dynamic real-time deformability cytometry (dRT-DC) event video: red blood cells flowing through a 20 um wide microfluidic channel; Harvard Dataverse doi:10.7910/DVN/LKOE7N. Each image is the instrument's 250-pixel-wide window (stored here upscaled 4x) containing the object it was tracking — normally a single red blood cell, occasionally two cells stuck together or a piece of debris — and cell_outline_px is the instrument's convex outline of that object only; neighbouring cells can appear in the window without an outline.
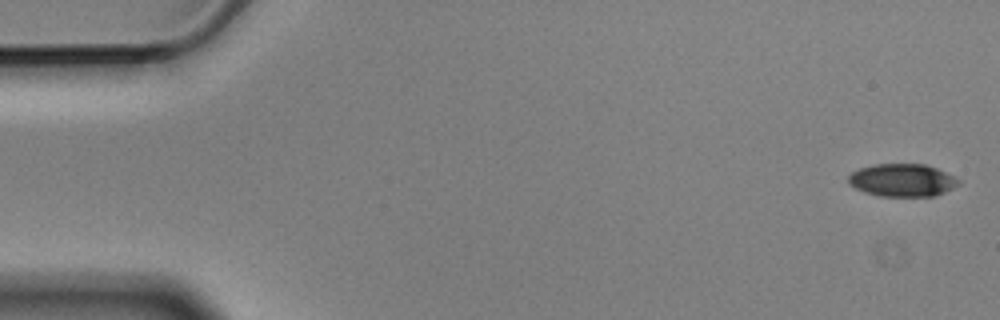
{"species": "Egyptian fruit bat (a non-hibernating species)", "species_latin": "Rousettus aegyptiacus", "temperature_condition": "cold", "stored_images_in_passage": 7, "camera_frame_rate_fps": 3000, "um_per_image_px": 0.085, "animal": {"sex": "male"}, "frame": {"image": 1, "passage_image": 1, "time_ms": 0.0, "image_size_px": [1000, 320], "cell_outline_px": [[960, 184], [944, 192], [932, 196], [880, 196], [864, 192], [848, 184], [848, 176], [852, 172], [860, 168], [876, 164], [924, 164], [936, 168], [960, 180]], "centroid_in_image_um": [76.67, 15.32], "position_along_channel_um": 8.3, "area_um2": 20.87}}
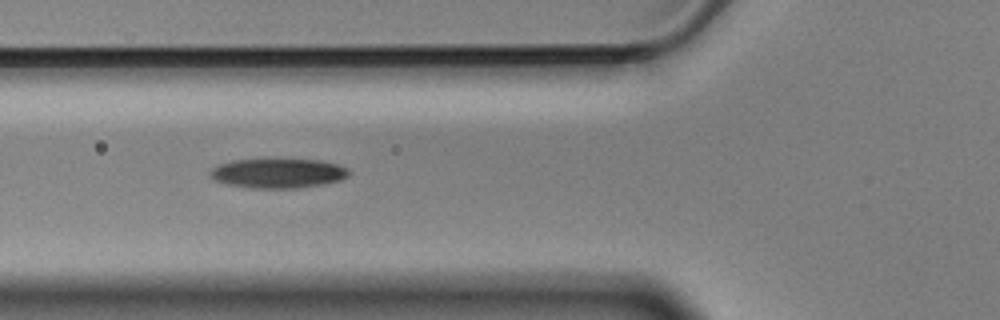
{"frame": {"image": 2, "passage_image": 6, "time_ms": 1.667, "image_size_px": [1000, 320], "cell_outline_px": [[352, 172], [348, 176], [340, 180], [324, 184], [296, 188], [252, 188], [228, 184], [216, 180], [212, 176], [212, 168], [220, 164], [232, 160], [320, 160], [336, 164], [348, 168]], "centroid_in_image_um": [23.7, 14.73], "position_along_channel_um": 102.1, "area_um2": 23.52}}
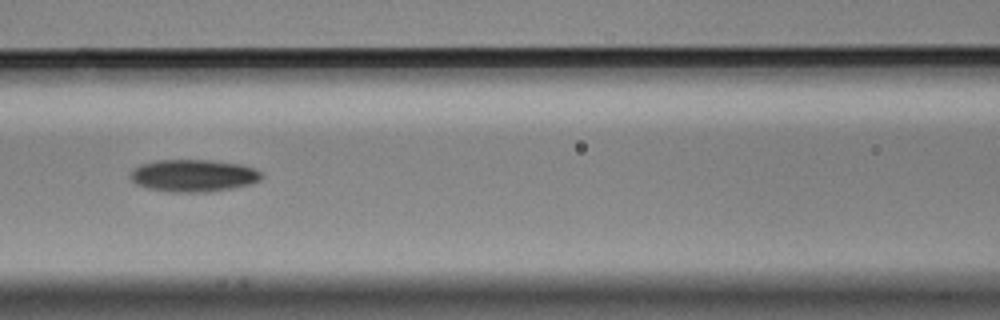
{"frame": {"image": 3, "passage_image": 7, "time_ms": 2.0, "image_size_px": [1000, 320], "cell_outline_px": [[264, 176], [260, 180], [252, 184], [232, 188], [208, 192], [168, 192], [144, 188], [136, 184], [128, 176], [132, 168], [140, 164], [156, 160], [208, 160], [240, 164], [252, 168], [260, 172]], "centroid_in_image_um": [16.39, 14.93], "position_along_channel_um": 150.2, "area_um2": 24.97}}